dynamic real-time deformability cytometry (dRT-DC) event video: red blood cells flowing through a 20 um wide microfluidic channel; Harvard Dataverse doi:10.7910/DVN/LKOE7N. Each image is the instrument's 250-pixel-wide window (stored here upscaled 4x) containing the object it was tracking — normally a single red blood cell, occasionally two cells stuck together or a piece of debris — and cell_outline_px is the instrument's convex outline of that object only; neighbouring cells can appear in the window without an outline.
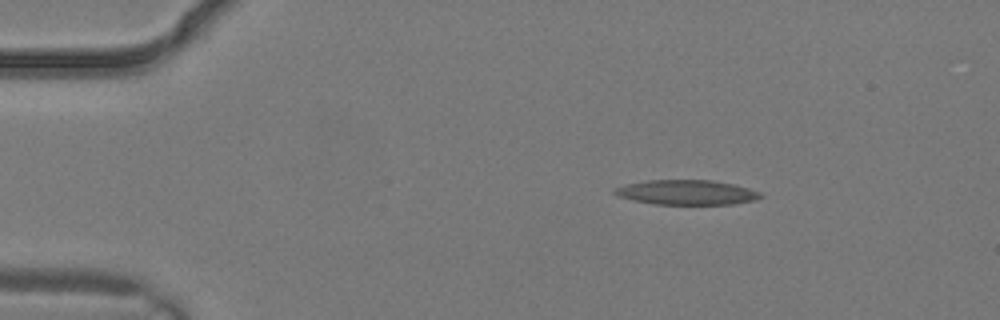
{"species": "common noctule bat (a hibernating species)", "species_latin": "Nyctalus noctula", "temperature_condition": "warm", "stored_images_in_passage": 1, "camera_frame_rate_fps": 3000, "um_per_image_px": 0.085, "animal": {"sex": "male", "body_mass_g": 19.2, "forearm_length_mm": 51.8}, "frame": {"image": 1, "passage_image": 1, "time_ms": 0.0, "image_size_px": [1000, 320], "cell_outline_px": [[764, 196], [756, 200], [732, 204], [656, 204], [632, 200], [616, 196], [612, 192], [612, 188], [628, 184], [648, 180], [708, 180], [732, 184], [748, 188], [760, 192]], "centroid_in_image_um": [58.33, 16.35], "position_along_channel_um": 26.7, "area_um2": 21.04}}